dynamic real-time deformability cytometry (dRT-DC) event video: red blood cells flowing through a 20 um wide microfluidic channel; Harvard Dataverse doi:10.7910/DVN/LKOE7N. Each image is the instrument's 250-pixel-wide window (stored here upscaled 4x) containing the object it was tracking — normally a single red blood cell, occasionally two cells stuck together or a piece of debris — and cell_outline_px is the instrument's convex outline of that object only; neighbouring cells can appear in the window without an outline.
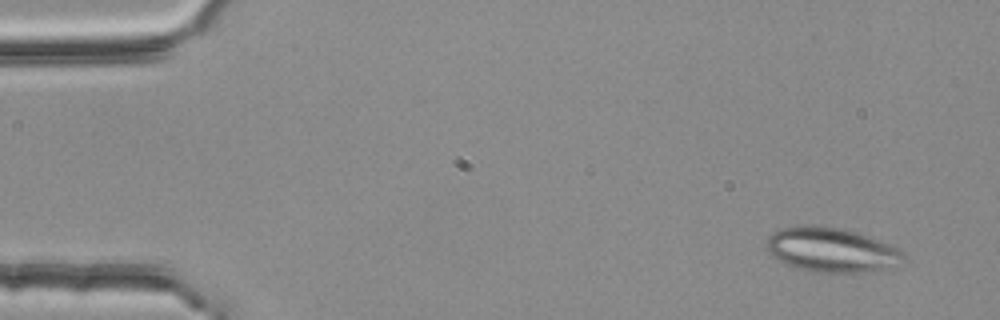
{"species": "common noctule bat (a hibernating species)", "species_latin": "Nyctalus noctula", "temperature_condition": "room temperature", "stored_images_in_passage": 3, "camera_frame_rate_fps": 3000, "um_per_image_px": 0.085, "animal": {"sex": "female", "body_mass_g": 25.1}, "frame": {"image": 1, "passage_image": 1, "time_ms": 0.0, "image_size_px": [1000, 320], "cell_outline_px": [[904, 260], [876, 272], [816, 272], [800, 268], [788, 264], [772, 256], [768, 252], [764, 244], [768, 236], [772, 232], [780, 228], [800, 224], [812, 224], [840, 228], [856, 232], [868, 236], [896, 248], [904, 252]], "centroid_in_image_um": [70.61, 21.21], "position_along_channel_um": 14.4, "area_um2": 35.49}}